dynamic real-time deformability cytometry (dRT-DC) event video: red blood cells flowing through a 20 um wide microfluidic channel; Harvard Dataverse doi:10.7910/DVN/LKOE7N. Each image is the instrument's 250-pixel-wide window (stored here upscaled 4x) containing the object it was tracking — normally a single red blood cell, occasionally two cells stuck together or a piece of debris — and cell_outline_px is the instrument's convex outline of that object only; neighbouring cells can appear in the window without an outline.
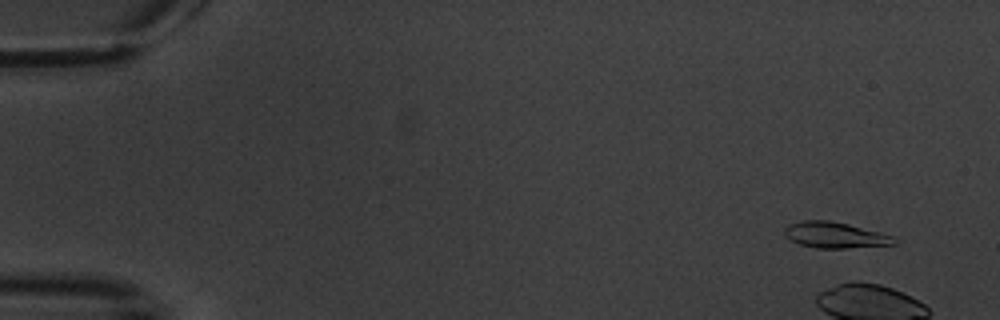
{"species": "common noctule bat (a hibernating species)", "species_latin": "Nyctalus noctula", "temperature_condition": "warm", "stored_images_in_passage": 7, "camera_frame_rate_fps": 3000, "um_per_image_px": 0.085, "animal": {"sex": "male", "body_mass_g": 20.1, "forearm_length_mm": 53.5}, "frame": {"image": 1, "passage_image": 2, "time_ms": 1.0, "image_size_px": [1000, 320], "cell_outline_px": [[896, 244], [848, 248], [816, 248], [800, 244], [784, 236], [784, 228], [788, 224], [804, 220], [828, 220], [848, 224], [880, 232], [892, 236], [896, 240]], "centroid_in_image_um": [70.95, 19.98], "position_along_channel_um": 14.1, "area_um2": 16.53}}